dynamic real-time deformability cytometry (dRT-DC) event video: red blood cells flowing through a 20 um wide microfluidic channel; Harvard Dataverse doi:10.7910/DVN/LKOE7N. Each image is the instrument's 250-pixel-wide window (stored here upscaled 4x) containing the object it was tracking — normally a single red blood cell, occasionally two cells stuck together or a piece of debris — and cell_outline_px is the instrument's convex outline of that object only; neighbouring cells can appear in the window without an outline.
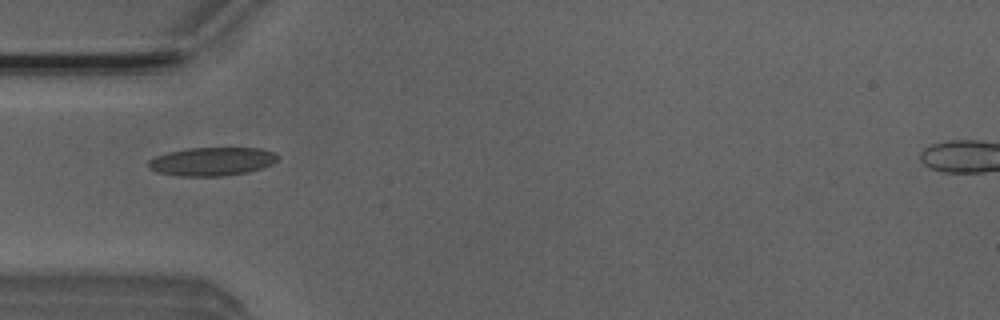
{"species": "Egyptian fruit bat (a non-hibernating species)", "species_latin": "Rousettus aegyptiacus", "temperature_condition": "room temperature", "stored_images_in_passage": 6, "camera_frame_rate_fps": 3000, "um_per_image_px": 0.085, "animal": {"sex": "male"}, "frame": {"image": 1, "passage_image": 4, "time_ms": 3.667, "image_size_px": [1000, 320], "cell_outline_px": [[280, 156], [272, 164], [248, 172], [224, 176], [176, 176], [156, 172], [148, 168], [148, 160], [156, 156], [168, 152], [184, 148], [260, 148], [276, 152]], "centroid_in_image_um": [18.0, 13.72], "position_along_channel_um": 67.0, "area_um2": 21.68}}